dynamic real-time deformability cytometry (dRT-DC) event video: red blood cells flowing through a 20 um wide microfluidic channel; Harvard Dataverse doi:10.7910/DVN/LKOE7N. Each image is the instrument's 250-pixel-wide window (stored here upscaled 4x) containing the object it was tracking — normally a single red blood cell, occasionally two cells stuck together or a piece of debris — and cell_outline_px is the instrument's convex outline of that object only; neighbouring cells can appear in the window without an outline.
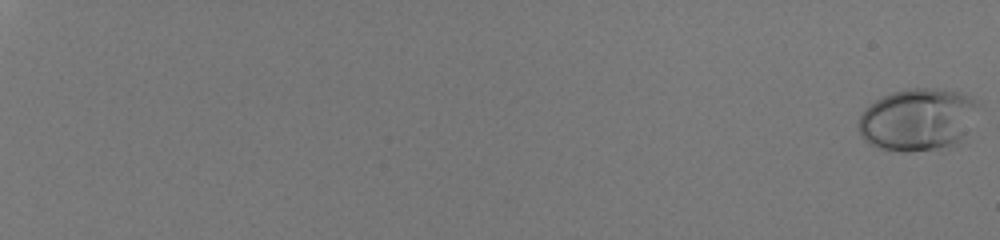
{"species": "human", "species_latin": "Homo sapiens", "temperature_condition": "room temperature", "stored_images_in_passage": 58, "camera_frame_rate_fps": 3000, "um_per_image_px": 0.085, "donor": {"sex": "male"}, "frame": {"image": 1, "passage_image": 1, "time_ms": 0.0, "image_size_px": [1000, 240], "cell_outline_px": [[980, 104], [960, 140], [956, 144], [936, 148], [908, 152], [900, 152], [880, 148], [864, 140], [860, 136], [856, 128], [860, 116], [876, 100], [892, 92], [912, 88], [936, 88], [956, 92], [972, 96]], "centroid_in_image_um": [77.97, 10.15], "position_along_channel_um": 7.0, "area_um2": 43.06}}
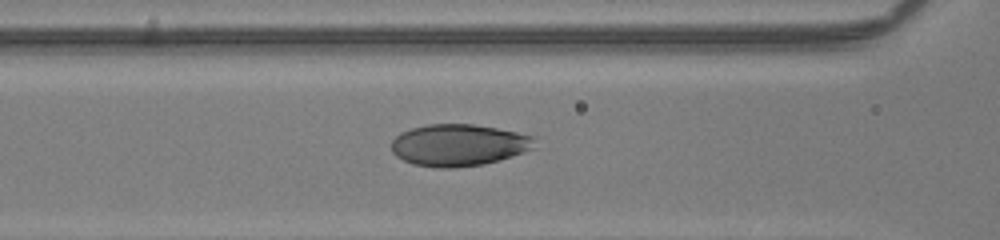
{"frame": {"image": 2, "passage_image": 32, "time_ms": 10.333, "image_size_px": [1000, 240], "cell_outline_px": [[536, 148], [500, 160], [484, 164], [452, 168], [436, 168], [412, 164], [396, 156], [392, 152], [392, 140], [400, 132], [412, 128], [428, 124], [472, 124], [496, 128], [516, 132], [532, 136]], "centroid_in_image_um": [38.97, 12.34], "position_along_channel_um": 127.6, "area_um2": 34.97}}
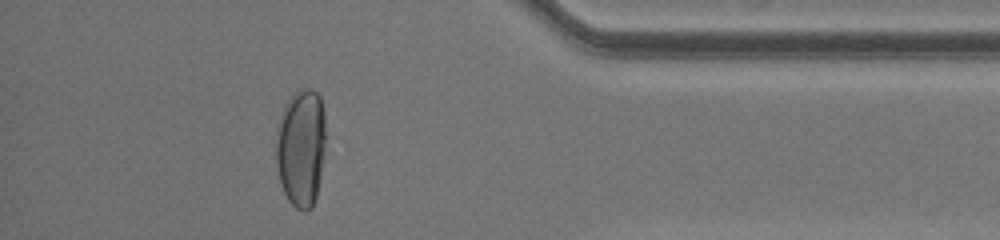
{"frame": {"image": 3, "passage_image": 54, "time_ms": 17.667, "image_size_px": [1000, 240], "cell_outline_px": [[324, 160], [316, 196], [312, 208], [304, 212], [296, 208], [288, 200], [284, 192], [280, 180], [276, 164], [276, 128], [284, 104], [296, 92], [304, 88], [312, 88], [320, 96], [324, 112]], "centroid_in_image_um": [25.58, 12.55], "position_along_channel_um": 409.6, "area_um2": 34.39}, "authors_computed_cell_mechanics": {"area_um2": 35.9805, "velocity_mm_per_s": 4.0876, "shape_relaxation_time_tau1_ms": 4.539, "shape_relaxation_time_tau2_ms": null, "deformation_change_tau1": 0.2123, "deformation_change_tau2": null}}